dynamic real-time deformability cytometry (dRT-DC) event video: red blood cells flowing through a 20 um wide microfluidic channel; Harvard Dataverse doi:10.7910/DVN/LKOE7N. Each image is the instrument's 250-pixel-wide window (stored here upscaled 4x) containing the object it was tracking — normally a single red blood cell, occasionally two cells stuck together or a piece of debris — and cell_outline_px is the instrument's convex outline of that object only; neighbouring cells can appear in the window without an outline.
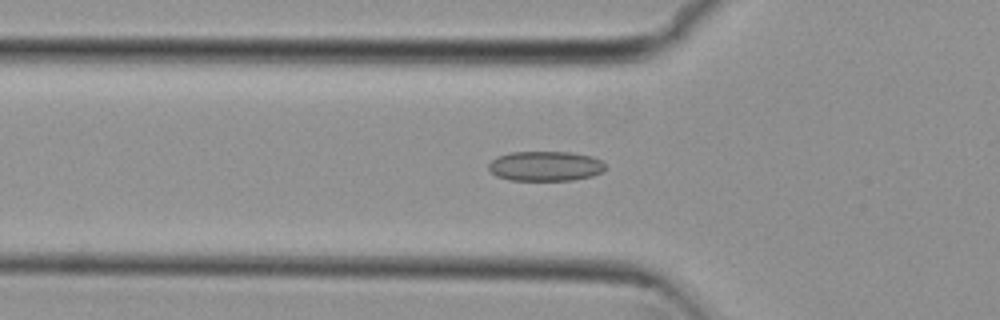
{"species": "common noctule bat (a hibernating species)", "species_latin": "Nyctalus noctula", "temperature_condition": "cold", "stored_images_in_passage": 47, "camera_frame_rate_fps": 3000, "um_per_image_px": 0.085, "animal": {"sex": "female", "body_mass_g": 29.2, "forearm_length_mm": 56.3}, "frame": {"image": 1, "passage_image": 11, "time_ms": 3.333, "image_size_px": [1000, 320], "cell_outline_px": [[604, 172], [592, 176], [572, 180], [508, 180], [496, 176], [488, 168], [488, 164], [496, 156], [512, 152], [572, 152], [592, 156], [600, 160], [604, 164]], "centroid_in_image_um": [46.35, 14.12], "position_along_channel_um": 79.5, "area_um2": 20.4}}
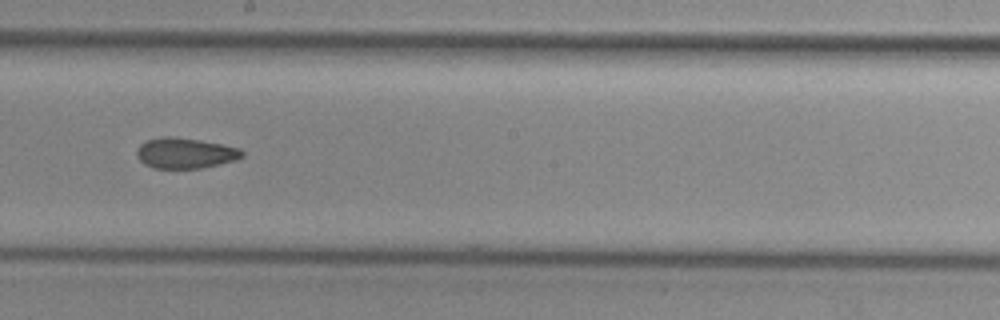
{"frame": {"image": 2, "passage_image": 23, "time_ms": 7.333, "image_size_px": [1000, 320], "cell_outline_px": [[244, 156], [236, 160], [200, 168], [152, 168], [144, 164], [136, 156], [136, 152], [140, 144], [148, 140], [160, 136], [172, 136], [200, 140], [240, 148], [244, 152]], "centroid_in_image_um": [15.73, 13.01], "position_along_channel_um": 232.5, "area_um2": 18.79}}
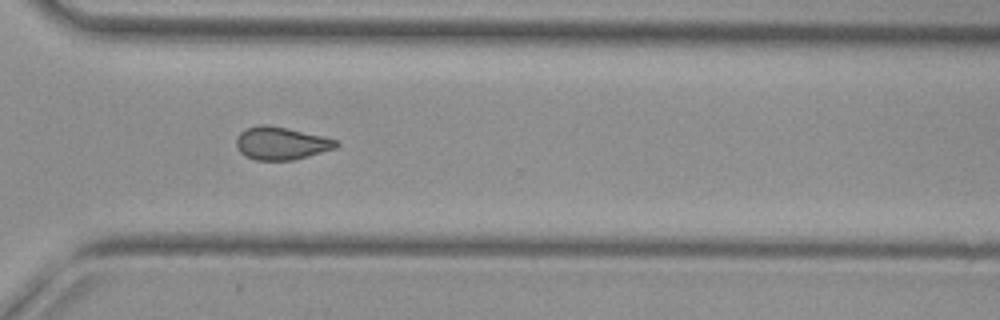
{"frame": {"image": 3, "passage_image": 32, "time_ms": 10.333, "image_size_px": [1000, 320], "cell_outline_px": [[340, 144], [336, 148], [308, 156], [292, 160], [256, 160], [240, 152], [236, 148], [236, 136], [244, 128], [260, 124], [264, 124], [288, 128], [336, 140]], "centroid_in_image_um": [23.85, 12.17], "position_along_channel_um": 346.7, "area_um2": 19.02}, "authors_computed_cell_mechanics": {"area_um2": 19.1896, "velocity_mm_per_s": 3.8104, "shape_relaxation_time_tau1_ms": null, "shape_relaxation_time_tau2_ms": 3.7925, "deformation_change_tau1": null, "deformation_change_tau2": 0.0964}}